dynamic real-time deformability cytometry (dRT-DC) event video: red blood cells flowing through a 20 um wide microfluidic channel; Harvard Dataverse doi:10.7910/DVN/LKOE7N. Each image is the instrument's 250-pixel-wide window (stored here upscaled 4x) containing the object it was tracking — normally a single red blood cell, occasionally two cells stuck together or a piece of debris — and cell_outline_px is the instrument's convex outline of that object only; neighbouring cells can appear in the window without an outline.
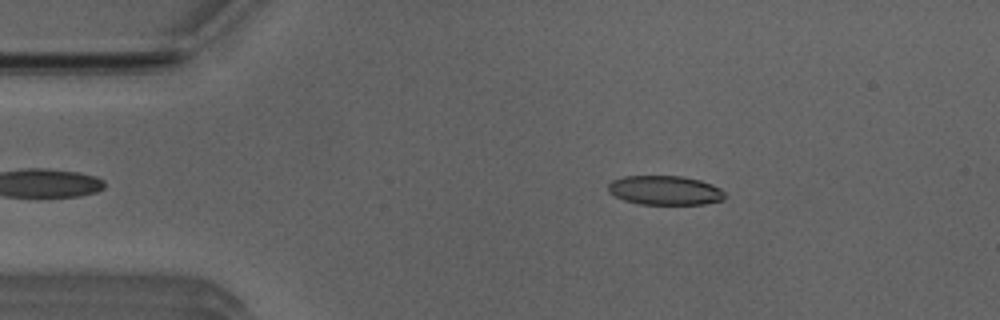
{"species": "Egyptian fruit bat (a non-hibernating species)", "species_latin": "Rousettus aegyptiacus", "temperature_condition": "room temperature", "stored_images_in_passage": 41, "camera_frame_rate_fps": 3000, "um_per_image_px": 0.085, "animal": {"sex": "male"}, "frame": {"image": 1, "passage_image": 5, "time_ms": 1.333, "image_size_px": [1000, 320], "cell_outline_px": [[724, 200], [704, 204], [640, 204], [624, 200], [608, 192], [608, 184], [612, 180], [624, 176], [684, 176], [700, 180], [712, 184], [720, 188], [724, 192]], "centroid_in_image_um": [56.52, 16.17], "position_along_channel_um": 28.5, "area_um2": 19.94}}
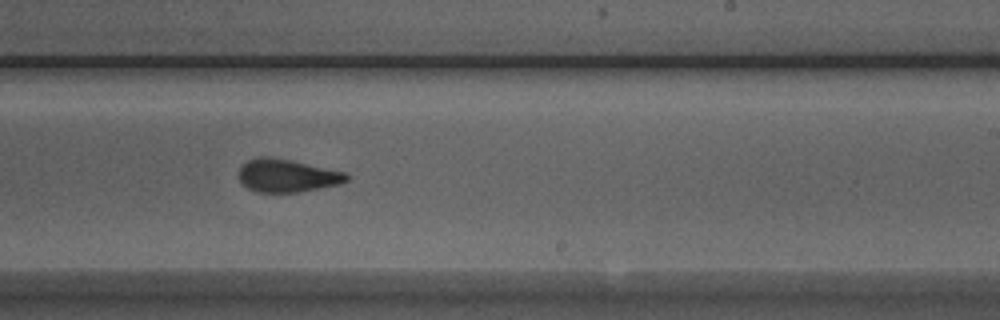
{"frame": {"image": 2, "passage_image": 27, "time_ms": 8.667, "image_size_px": [1000, 320], "cell_outline_px": [[348, 180], [340, 184], [300, 192], [256, 192], [248, 188], [240, 180], [240, 164], [256, 156], [272, 156], [292, 160], [348, 172]], "centroid_in_image_um": [24.42, 14.91], "position_along_channel_um": 264.6, "area_um2": 20.98}}
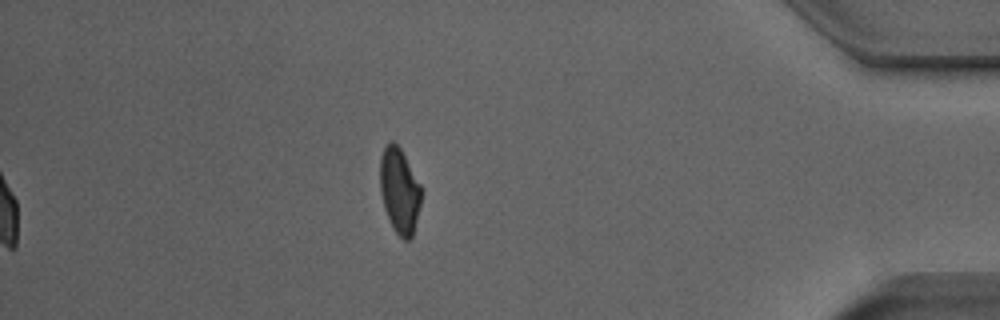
{"frame": {"image": 3, "passage_image": 41, "time_ms": 13.333, "image_size_px": [1000, 320], "cell_outline_px": [[420, 204], [412, 236], [408, 240], [404, 240], [392, 228], [384, 208], [380, 192], [380, 156], [384, 148], [392, 140], [400, 148], [420, 184]], "centroid_in_image_um": [33.93, 16.21], "position_along_channel_um": 401.3, "area_um2": 20.17}, "authors_computed_cell_mechanics": {"area_um2": 21.1548, "velocity_mm_per_s": 3.9231, "shape_relaxation_time_tau1_ms": 9.1402, "shape_relaxation_time_tau2_ms": 1.2689, "deformation_change_tau1": 0.2159, "deformation_change_tau2": 0.0738}}